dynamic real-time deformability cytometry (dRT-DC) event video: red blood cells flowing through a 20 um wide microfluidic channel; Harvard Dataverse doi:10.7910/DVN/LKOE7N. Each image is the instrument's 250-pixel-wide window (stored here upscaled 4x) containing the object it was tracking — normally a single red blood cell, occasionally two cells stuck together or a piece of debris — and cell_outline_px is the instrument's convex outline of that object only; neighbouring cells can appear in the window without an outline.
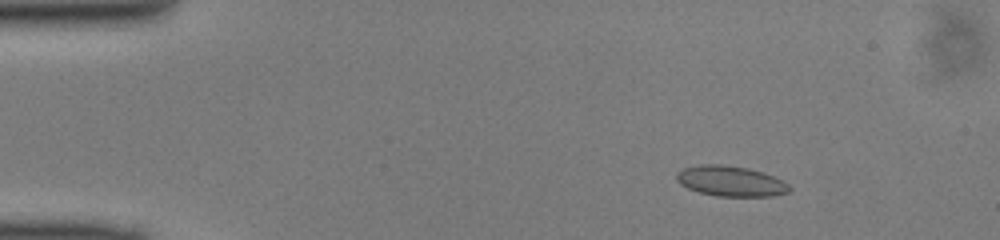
{"species": "common noctule bat (a hibernating species)", "species_latin": "Nyctalus noctula", "temperature_condition": "cold", "stored_images_in_passage": 49, "camera_frame_rate_fps": 3000, "um_per_image_px": 0.085, "animal": {"sex": "male", "body_mass_g": 13.0, "forearm_length_mm": 53.1}, "frame": {"image": 1, "passage_image": 7, "time_ms": 2.0, "image_size_px": [1000, 240], "cell_outline_px": [[792, 188], [788, 192], [772, 196], [716, 196], [700, 192], [688, 188], [680, 184], [676, 180], [676, 172], [684, 168], [700, 164], [720, 164], [748, 168], [772, 176], [788, 184]], "centroid_in_image_um": [62.07, 15.39], "position_along_channel_um": 22.9, "area_um2": 19.83}}
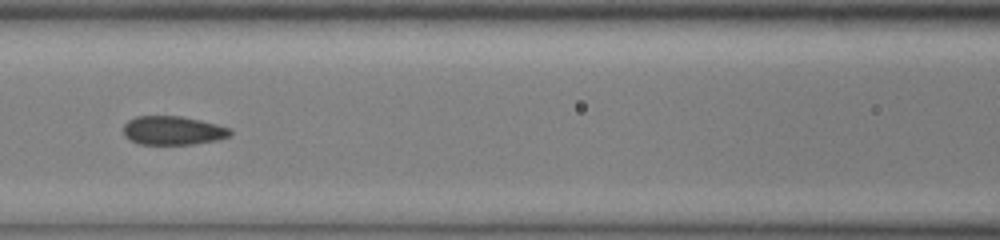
{"frame": {"image": 2, "passage_image": 22, "time_ms": 7.0, "image_size_px": [1000, 240], "cell_outline_px": [[232, 136], [216, 140], [192, 144], [140, 144], [124, 136], [124, 124], [128, 120], [136, 116], [180, 116], [200, 120], [216, 124], [228, 128], [232, 132]], "centroid_in_image_um": [14.69, 11.09], "position_along_channel_um": 151.9, "area_um2": 17.8}}
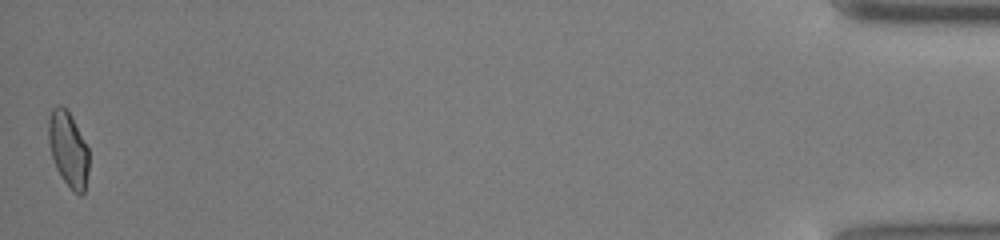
{"frame": {"image": 3, "passage_image": 49, "time_ms": 16.0, "image_size_px": [1000, 240], "cell_outline_px": [[88, 172], [84, 192], [80, 196], [72, 192], [56, 168], [48, 144], [48, 120], [52, 108], [56, 104], [60, 104], [68, 112], [88, 148]], "centroid_in_image_um": [5.78, 12.71], "position_along_channel_um": 429.4, "area_um2": 17.51}}